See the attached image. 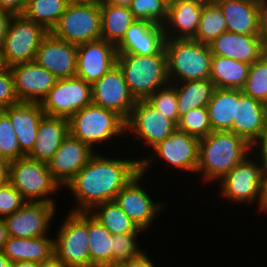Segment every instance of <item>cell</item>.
I'll list each match as a JSON object with an SVG mask.
<instances>
[{
    "mask_svg": "<svg viewBox=\"0 0 267 267\" xmlns=\"http://www.w3.org/2000/svg\"><path fill=\"white\" fill-rule=\"evenodd\" d=\"M96 152L87 164L66 185L74 206L69 212H90L95 206L114 201L117 193L139 172L140 160L128 157H113Z\"/></svg>",
    "mask_w": 267,
    "mask_h": 267,
    "instance_id": "6da1fadb",
    "label": "cell"
},
{
    "mask_svg": "<svg viewBox=\"0 0 267 267\" xmlns=\"http://www.w3.org/2000/svg\"><path fill=\"white\" fill-rule=\"evenodd\" d=\"M251 154V144L231 131H212L199 142L197 180H203L205 188L216 185L237 164ZM206 183V184H205Z\"/></svg>",
    "mask_w": 267,
    "mask_h": 267,
    "instance_id": "7a4b0ae2",
    "label": "cell"
},
{
    "mask_svg": "<svg viewBox=\"0 0 267 267\" xmlns=\"http://www.w3.org/2000/svg\"><path fill=\"white\" fill-rule=\"evenodd\" d=\"M68 121L69 134L96 152L97 145L106 146L109 143L107 146L111 149L110 144L118 143L121 137L120 143L126 137V121L116 112L94 104L77 111Z\"/></svg>",
    "mask_w": 267,
    "mask_h": 267,
    "instance_id": "3957f363",
    "label": "cell"
},
{
    "mask_svg": "<svg viewBox=\"0 0 267 267\" xmlns=\"http://www.w3.org/2000/svg\"><path fill=\"white\" fill-rule=\"evenodd\" d=\"M167 72L170 83L210 78V46L193 39H166Z\"/></svg>",
    "mask_w": 267,
    "mask_h": 267,
    "instance_id": "277c9868",
    "label": "cell"
},
{
    "mask_svg": "<svg viewBox=\"0 0 267 267\" xmlns=\"http://www.w3.org/2000/svg\"><path fill=\"white\" fill-rule=\"evenodd\" d=\"M117 65L135 100H146L156 90L170 83L165 50L149 56L118 54Z\"/></svg>",
    "mask_w": 267,
    "mask_h": 267,
    "instance_id": "5b68a950",
    "label": "cell"
},
{
    "mask_svg": "<svg viewBox=\"0 0 267 267\" xmlns=\"http://www.w3.org/2000/svg\"><path fill=\"white\" fill-rule=\"evenodd\" d=\"M199 142L200 139L176 128L169 137L154 146L151 152L146 153L149 154L147 157L146 154L140 155V172L147 176L149 170L153 172L150 169L152 165L160 162L161 167L165 165L168 171L171 168L173 172H189L195 177L199 161Z\"/></svg>",
    "mask_w": 267,
    "mask_h": 267,
    "instance_id": "8992f818",
    "label": "cell"
},
{
    "mask_svg": "<svg viewBox=\"0 0 267 267\" xmlns=\"http://www.w3.org/2000/svg\"><path fill=\"white\" fill-rule=\"evenodd\" d=\"M66 214L56 232L51 234L54 237V256L66 267H91L88 212L68 211Z\"/></svg>",
    "mask_w": 267,
    "mask_h": 267,
    "instance_id": "52a82bcc",
    "label": "cell"
},
{
    "mask_svg": "<svg viewBox=\"0 0 267 267\" xmlns=\"http://www.w3.org/2000/svg\"><path fill=\"white\" fill-rule=\"evenodd\" d=\"M26 202L58 204L55 195L62 189L54 180L48 165L27 156L11 161L10 181Z\"/></svg>",
    "mask_w": 267,
    "mask_h": 267,
    "instance_id": "ba28073f",
    "label": "cell"
},
{
    "mask_svg": "<svg viewBox=\"0 0 267 267\" xmlns=\"http://www.w3.org/2000/svg\"><path fill=\"white\" fill-rule=\"evenodd\" d=\"M264 170V165L250 154L217 183L220 186L217 189L220 200L235 207L237 204L239 208L243 204L244 208L248 205L258 207Z\"/></svg>",
    "mask_w": 267,
    "mask_h": 267,
    "instance_id": "9c48e42d",
    "label": "cell"
},
{
    "mask_svg": "<svg viewBox=\"0 0 267 267\" xmlns=\"http://www.w3.org/2000/svg\"><path fill=\"white\" fill-rule=\"evenodd\" d=\"M127 140H134L135 147L141 144V149L146 152L170 136L177 125L170 119L164 117L158 110L154 109L146 100H136L135 105L126 120ZM130 137V138H129ZM134 138V139H132ZM137 141V142H136Z\"/></svg>",
    "mask_w": 267,
    "mask_h": 267,
    "instance_id": "30bf717a",
    "label": "cell"
},
{
    "mask_svg": "<svg viewBox=\"0 0 267 267\" xmlns=\"http://www.w3.org/2000/svg\"><path fill=\"white\" fill-rule=\"evenodd\" d=\"M50 32L75 45L100 39V3L68 5Z\"/></svg>",
    "mask_w": 267,
    "mask_h": 267,
    "instance_id": "8fae6325",
    "label": "cell"
},
{
    "mask_svg": "<svg viewBox=\"0 0 267 267\" xmlns=\"http://www.w3.org/2000/svg\"><path fill=\"white\" fill-rule=\"evenodd\" d=\"M149 177L139 172L116 195L114 201L136 225L146 233L153 228L167 202L155 201L142 183ZM145 179V180H144ZM143 180V181H142ZM142 185V186H141ZM144 186V187H143Z\"/></svg>",
    "mask_w": 267,
    "mask_h": 267,
    "instance_id": "7c38bea8",
    "label": "cell"
},
{
    "mask_svg": "<svg viewBox=\"0 0 267 267\" xmlns=\"http://www.w3.org/2000/svg\"><path fill=\"white\" fill-rule=\"evenodd\" d=\"M48 31L23 15L12 16L2 50L9 66L33 61L40 42Z\"/></svg>",
    "mask_w": 267,
    "mask_h": 267,
    "instance_id": "4fadbf2b",
    "label": "cell"
},
{
    "mask_svg": "<svg viewBox=\"0 0 267 267\" xmlns=\"http://www.w3.org/2000/svg\"><path fill=\"white\" fill-rule=\"evenodd\" d=\"M40 104L46 116L69 119L77 111L92 104V85L76 76L57 79Z\"/></svg>",
    "mask_w": 267,
    "mask_h": 267,
    "instance_id": "5bb4252c",
    "label": "cell"
},
{
    "mask_svg": "<svg viewBox=\"0 0 267 267\" xmlns=\"http://www.w3.org/2000/svg\"><path fill=\"white\" fill-rule=\"evenodd\" d=\"M57 208L58 205L47 202H25L16 212L3 218L9 236L37 238L51 234Z\"/></svg>",
    "mask_w": 267,
    "mask_h": 267,
    "instance_id": "9a60e30c",
    "label": "cell"
},
{
    "mask_svg": "<svg viewBox=\"0 0 267 267\" xmlns=\"http://www.w3.org/2000/svg\"><path fill=\"white\" fill-rule=\"evenodd\" d=\"M135 102L118 65L92 85V104L116 112L125 121Z\"/></svg>",
    "mask_w": 267,
    "mask_h": 267,
    "instance_id": "2e32d148",
    "label": "cell"
},
{
    "mask_svg": "<svg viewBox=\"0 0 267 267\" xmlns=\"http://www.w3.org/2000/svg\"><path fill=\"white\" fill-rule=\"evenodd\" d=\"M76 77L93 85L117 65L116 46L105 39L77 45Z\"/></svg>",
    "mask_w": 267,
    "mask_h": 267,
    "instance_id": "e0dca14e",
    "label": "cell"
},
{
    "mask_svg": "<svg viewBox=\"0 0 267 267\" xmlns=\"http://www.w3.org/2000/svg\"><path fill=\"white\" fill-rule=\"evenodd\" d=\"M78 47L48 32L40 42L34 61L57 79L76 76Z\"/></svg>",
    "mask_w": 267,
    "mask_h": 267,
    "instance_id": "ac0fdd59",
    "label": "cell"
},
{
    "mask_svg": "<svg viewBox=\"0 0 267 267\" xmlns=\"http://www.w3.org/2000/svg\"><path fill=\"white\" fill-rule=\"evenodd\" d=\"M95 153L90 146L68 134L47 163L48 169L59 186L65 188Z\"/></svg>",
    "mask_w": 267,
    "mask_h": 267,
    "instance_id": "d6986e66",
    "label": "cell"
},
{
    "mask_svg": "<svg viewBox=\"0 0 267 267\" xmlns=\"http://www.w3.org/2000/svg\"><path fill=\"white\" fill-rule=\"evenodd\" d=\"M15 93L20 102L41 103L57 78L34 60L10 66Z\"/></svg>",
    "mask_w": 267,
    "mask_h": 267,
    "instance_id": "ffe728a7",
    "label": "cell"
},
{
    "mask_svg": "<svg viewBox=\"0 0 267 267\" xmlns=\"http://www.w3.org/2000/svg\"><path fill=\"white\" fill-rule=\"evenodd\" d=\"M164 27L145 20H135L116 45L117 54L149 56L161 53L165 46Z\"/></svg>",
    "mask_w": 267,
    "mask_h": 267,
    "instance_id": "44dd1931",
    "label": "cell"
},
{
    "mask_svg": "<svg viewBox=\"0 0 267 267\" xmlns=\"http://www.w3.org/2000/svg\"><path fill=\"white\" fill-rule=\"evenodd\" d=\"M222 9L228 32L261 35L266 0H214Z\"/></svg>",
    "mask_w": 267,
    "mask_h": 267,
    "instance_id": "7402d4cb",
    "label": "cell"
},
{
    "mask_svg": "<svg viewBox=\"0 0 267 267\" xmlns=\"http://www.w3.org/2000/svg\"><path fill=\"white\" fill-rule=\"evenodd\" d=\"M207 0H173L163 25L166 39H193Z\"/></svg>",
    "mask_w": 267,
    "mask_h": 267,
    "instance_id": "603a6c76",
    "label": "cell"
},
{
    "mask_svg": "<svg viewBox=\"0 0 267 267\" xmlns=\"http://www.w3.org/2000/svg\"><path fill=\"white\" fill-rule=\"evenodd\" d=\"M212 56H222L253 64L264 55L261 35L225 31L209 44Z\"/></svg>",
    "mask_w": 267,
    "mask_h": 267,
    "instance_id": "cb8c5ba5",
    "label": "cell"
},
{
    "mask_svg": "<svg viewBox=\"0 0 267 267\" xmlns=\"http://www.w3.org/2000/svg\"><path fill=\"white\" fill-rule=\"evenodd\" d=\"M3 112L11 120L21 152L27 156L35 144L38 125L45 116L41 104L19 101Z\"/></svg>",
    "mask_w": 267,
    "mask_h": 267,
    "instance_id": "d4e9b609",
    "label": "cell"
},
{
    "mask_svg": "<svg viewBox=\"0 0 267 267\" xmlns=\"http://www.w3.org/2000/svg\"><path fill=\"white\" fill-rule=\"evenodd\" d=\"M68 134V119L45 115L38 125L35 144L27 157L47 164Z\"/></svg>",
    "mask_w": 267,
    "mask_h": 267,
    "instance_id": "484cf974",
    "label": "cell"
},
{
    "mask_svg": "<svg viewBox=\"0 0 267 267\" xmlns=\"http://www.w3.org/2000/svg\"><path fill=\"white\" fill-rule=\"evenodd\" d=\"M266 124L267 111L264 103L245 95L242 89H239L236 118H234L230 131L251 144L260 135Z\"/></svg>",
    "mask_w": 267,
    "mask_h": 267,
    "instance_id": "4316f807",
    "label": "cell"
},
{
    "mask_svg": "<svg viewBox=\"0 0 267 267\" xmlns=\"http://www.w3.org/2000/svg\"><path fill=\"white\" fill-rule=\"evenodd\" d=\"M2 252L13 263L20 261L46 262L54 256V238L50 234L37 238L9 237Z\"/></svg>",
    "mask_w": 267,
    "mask_h": 267,
    "instance_id": "83f0119b",
    "label": "cell"
},
{
    "mask_svg": "<svg viewBox=\"0 0 267 267\" xmlns=\"http://www.w3.org/2000/svg\"><path fill=\"white\" fill-rule=\"evenodd\" d=\"M239 89L215 88L207 104L212 131H230L236 118Z\"/></svg>",
    "mask_w": 267,
    "mask_h": 267,
    "instance_id": "f1b7e54d",
    "label": "cell"
},
{
    "mask_svg": "<svg viewBox=\"0 0 267 267\" xmlns=\"http://www.w3.org/2000/svg\"><path fill=\"white\" fill-rule=\"evenodd\" d=\"M250 64L222 56H212L210 80L215 88L242 89Z\"/></svg>",
    "mask_w": 267,
    "mask_h": 267,
    "instance_id": "f546056e",
    "label": "cell"
},
{
    "mask_svg": "<svg viewBox=\"0 0 267 267\" xmlns=\"http://www.w3.org/2000/svg\"><path fill=\"white\" fill-rule=\"evenodd\" d=\"M177 94L179 119L191 109L207 107L215 90L210 79L171 83Z\"/></svg>",
    "mask_w": 267,
    "mask_h": 267,
    "instance_id": "4dcf8cb0",
    "label": "cell"
},
{
    "mask_svg": "<svg viewBox=\"0 0 267 267\" xmlns=\"http://www.w3.org/2000/svg\"><path fill=\"white\" fill-rule=\"evenodd\" d=\"M100 11L101 38L116 46L136 19L129 7L100 3Z\"/></svg>",
    "mask_w": 267,
    "mask_h": 267,
    "instance_id": "1f68e13d",
    "label": "cell"
},
{
    "mask_svg": "<svg viewBox=\"0 0 267 267\" xmlns=\"http://www.w3.org/2000/svg\"><path fill=\"white\" fill-rule=\"evenodd\" d=\"M91 267H111L112 234L88 212Z\"/></svg>",
    "mask_w": 267,
    "mask_h": 267,
    "instance_id": "d6a6232c",
    "label": "cell"
},
{
    "mask_svg": "<svg viewBox=\"0 0 267 267\" xmlns=\"http://www.w3.org/2000/svg\"><path fill=\"white\" fill-rule=\"evenodd\" d=\"M89 213L104 225L112 235L123 233H146L123 212L115 201L99 204Z\"/></svg>",
    "mask_w": 267,
    "mask_h": 267,
    "instance_id": "836d02e7",
    "label": "cell"
},
{
    "mask_svg": "<svg viewBox=\"0 0 267 267\" xmlns=\"http://www.w3.org/2000/svg\"><path fill=\"white\" fill-rule=\"evenodd\" d=\"M225 31L227 28L222 9L214 0H207L203 4L197 32L193 40L209 45Z\"/></svg>",
    "mask_w": 267,
    "mask_h": 267,
    "instance_id": "e575fe53",
    "label": "cell"
},
{
    "mask_svg": "<svg viewBox=\"0 0 267 267\" xmlns=\"http://www.w3.org/2000/svg\"><path fill=\"white\" fill-rule=\"evenodd\" d=\"M67 6L66 0H27L23 16L50 32Z\"/></svg>",
    "mask_w": 267,
    "mask_h": 267,
    "instance_id": "d590c367",
    "label": "cell"
},
{
    "mask_svg": "<svg viewBox=\"0 0 267 267\" xmlns=\"http://www.w3.org/2000/svg\"><path fill=\"white\" fill-rule=\"evenodd\" d=\"M141 234L145 233L112 235L111 267H119L122 263L138 257L145 251L138 243Z\"/></svg>",
    "mask_w": 267,
    "mask_h": 267,
    "instance_id": "8d00e7d4",
    "label": "cell"
},
{
    "mask_svg": "<svg viewBox=\"0 0 267 267\" xmlns=\"http://www.w3.org/2000/svg\"><path fill=\"white\" fill-rule=\"evenodd\" d=\"M245 95L265 103L267 100V57L262 55L250 65L245 86L242 88Z\"/></svg>",
    "mask_w": 267,
    "mask_h": 267,
    "instance_id": "74e56055",
    "label": "cell"
},
{
    "mask_svg": "<svg viewBox=\"0 0 267 267\" xmlns=\"http://www.w3.org/2000/svg\"><path fill=\"white\" fill-rule=\"evenodd\" d=\"M129 10L136 20L164 25L168 17V3L164 0H132Z\"/></svg>",
    "mask_w": 267,
    "mask_h": 267,
    "instance_id": "f35d334b",
    "label": "cell"
},
{
    "mask_svg": "<svg viewBox=\"0 0 267 267\" xmlns=\"http://www.w3.org/2000/svg\"><path fill=\"white\" fill-rule=\"evenodd\" d=\"M146 101L164 117L170 119L176 125L178 124L177 94L175 87L171 83L156 90Z\"/></svg>",
    "mask_w": 267,
    "mask_h": 267,
    "instance_id": "ab89813d",
    "label": "cell"
},
{
    "mask_svg": "<svg viewBox=\"0 0 267 267\" xmlns=\"http://www.w3.org/2000/svg\"><path fill=\"white\" fill-rule=\"evenodd\" d=\"M177 129L198 139L206 137L212 132L207 107L191 109L179 119Z\"/></svg>",
    "mask_w": 267,
    "mask_h": 267,
    "instance_id": "60d3db41",
    "label": "cell"
},
{
    "mask_svg": "<svg viewBox=\"0 0 267 267\" xmlns=\"http://www.w3.org/2000/svg\"><path fill=\"white\" fill-rule=\"evenodd\" d=\"M10 118L2 111L0 114V158L13 161L24 157Z\"/></svg>",
    "mask_w": 267,
    "mask_h": 267,
    "instance_id": "b9f144b4",
    "label": "cell"
},
{
    "mask_svg": "<svg viewBox=\"0 0 267 267\" xmlns=\"http://www.w3.org/2000/svg\"><path fill=\"white\" fill-rule=\"evenodd\" d=\"M25 202L21 193L10 183L0 186V218L13 214Z\"/></svg>",
    "mask_w": 267,
    "mask_h": 267,
    "instance_id": "7bdbcfd3",
    "label": "cell"
},
{
    "mask_svg": "<svg viewBox=\"0 0 267 267\" xmlns=\"http://www.w3.org/2000/svg\"><path fill=\"white\" fill-rule=\"evenodd\" d=\"M15 93L14 79L10 68L5 72H0V108L2 110L18 103Z\"/></svg>",
    "mask_w": 267,
    "mask_h": 267,
    "instance_id": "ee69618b",
    "label": "cell"
},
{
    "mask_svg": "<svg viewBox=\"0 0 267 267\" xmlns=\"http://www.w3.org/2000/svg\"><path fill=\"white\" fill-rule=\"evenodd\" d=\"M251 154L267 168V124L260 135L251 143Z\"/></svg>",
    "mask_w": 267,
    "mask_h": 267,
    "instance_id": "f6af8a7d",
    "label": "cell"
},
{
    "mask_svg": "<svg viewBox=\"0 0 267 267\" xmlns=\"http://www.w3.org/2000/svg\"><path fill=\"white\" fill-rule=\"evenodd\" d=\"M27 5V0H0V8L11 15H23Z\"/></svg>",
    "mask_w": 267,
    "mask_h": 267,
    "instance_id": "bcb514c9",
    "label": "cell"
},
{
    "mask_svg": "<svg viewBox=\"0 0 267 267\" xmlns=\"http://www.w3.org/2000/svg\"><path fill=\"white\" fill-rule=\"evenodd\" d=\"M150 257L145 250L138 257L122 263L119 267H159Z\"/></svg>",
    "mask_w": 267,
    "mask_h": 267,
    "instance_id": "7dc6e473",
    "label": "cell"
},
{
    "mask_svg": "<svg viewBox=\"0 0 267 267\" xmlns=\"http://www.w3.org/2000/svg\"><path fill=\"white\" fill-rule=\"evenodd\" d=\"M254 208L258 209L256 210L257 213L259 211L260 214L267 215V168H265L262 177L258 207Z\"/></svg>",
    "mask_w": 267,
    "mask_h": 267,
    "instance_id": "c3c4849f",
    "label": "cell"
},
{
    "mask_svg": "<svg viewBox=\"0 0 267 267\" xmlns=\"http://www.w3.org/2000/svg\"><path fill=\"white\" fill-rule=\"evenodd\" d=\"M13 15L0 8V47H2L4 38Z\"/></svg>",
    "mask_w": 267,
    "mask_h": 267,
    "instance_id": "681fc988",
    "label": "cell"
},
{
    "mask_svg": "<svg viewBox=\"0 0 267 267\" xmlns=\"http://www.w3.org/2000/svg\"><path fill=\"white\" fill-rule=\"evenodd\" d=\"M11 161L0 158V186L6 185L10 181Z\"/></svg>",
    "mask_w": 267,
    "mask_h": 267,
    "instance_id": "f907efd6",
    "label": "cell"
},
{
    "mask_svg": "<svg viewBox=\"0 0 267 267\" xmlns=\"http://www.w3.org/2000/svg\"><path fill=\"white\" fill-rule=\"evenodd\" d=\"M261 37L263 47H267V0L262 9Z\"/></svg>",
    "mask_w": 267,
    "mask_h": 267,
    "instance_id": "816d5d0a",
    "label": "cell"
},
{
    "mask_svg": "<svg viewBox=\"0 0 267 267\" xmlns=\"http://www.w3.org/2000/svg\"><path fill=\"white\" fill-rule=\"evenodd\" d=\"M9 233L3 218H0V250L3 249L5 242L9 238Z\"/></svg>",
    "mask_w": 267,
    "mask_h": 267,
    "instance_id": "f5cc1de1",
    "label": "cell"
},
{
    "mask_svg": "<svg viewBox=\"0 0 267 267\" xmlns=\"http://www.w3.org/2000/svg\"><path fill=\"white\" fill-rule=\"evenodd\" d=\"M38 267H66L60 260L53 256L50 260L38 263Z\"/></svg>",
    "mask_w": 267,
    "mask_h": 267,
    "instance_id": "db71d44e",
    "label": "cell"
},
{
    "mask_svg": "<svg viewBox=\"0 0 267 267\" xmlns=\"http://www.w3.org/2000/svg\"><path fill=\"white\" fill-rule=\"evenodd\" d=\"M132 0H100V3H107L114 6L129 7Z\"/></svg>",
    "mask_w": 267,
    "mask_h": 267,
    "instance_id": "11a10c76",
    "label": "cell"
},
{
    "mask_svg": "<svg viewBox=\"0 0 267 267\" xmlns=\"http://www.w3.org/2000/svg\"><path fill=\"white\" fill-rule=\"evenodd\" d=\"M66 2L68 5H80L100 3V0H66Z\"/></svg>",
    "mask_w": 267,
    "mask_h": 267,
    "instance_id": "9f6ffc18",
    "label": "cell"
},
{
    "mask_svg": "<svg viewBox=\"0 0 267 267\" xmlns=\"http://www.w3.org/2000/svg\"><path fill=\"white\" fill-rule=\"evenodd\" d=\"M10 68L7 64L2 47H0V72H5Z\"/></svg>",
    "mask_w": 267,
    "mask_h": 267,
    "instance_id": "6f0895ef",
    "label": "cell"
},
{
    "mask_svg": "<svg viewBox=\"0 0 267 267\" xmlns=\"http://www.w3.org/2000/svg\"><path fill=\"white\" fill-rule=\"evenodd\" d=\"M0 267H13V262L0 250Z\"/></svg>",
    "mask_w": 267,
    "mask_h": 267,
    "instance_id": "680465c9",
    "label": "cell"
},
{
    "mask_svg": "<svg viewBox=\"0 0 267 267\" xmlns=\"http://www.w3.org/2000/svg\"><path fill=\"white\" fill-rule=\"evenodd\" d=\"M13 267H38V263L31 261H20L13 263Z\"/></svg>",
    "mask_w": 267,
    "mask_h": 267,
    "instance_id": "91938a15",
    "label": "cell"
},
{
    "mask_svg": "<svg viewBox=\"0 0 267 267\" xmlns=\"http://www.w3.org/2000/svg\"><path fill=\"white\" fill-rule=\"evenodd\" d=\"M263 50H264V54H265L266 57H267V47H263Z\"/></svg>",
    "mask_w": 267,
    "mask_h": 267,
    "instance_id": "94428289",
    "label": "cell"
},
{
    "mask_svg": "<svg viewBox=\"0 0 267 267\" xmlns=\"http://www.w3.org/2000/svg\"><path fill=\"white\" fill-rule=\"evenodd\" d=\"M166 1L168 4H170L173 0H164Z\"/></svg>",
    "mask_w": 267,
    "mask_h": 267,
    "instance_id": "6125c7cd",
    "label": "cell"
},
{
    "mask_svg": "<svg viewBox=\"0 0 267 267\" xmlns=\"http://www.w3.org/2000/svg\"><path fill=\"white\" fill-rule=\"evenodd\" d=\"M264 106H265V109H266V111H267V100H266V102L264 103Z\"/></svg>",
    "mask_w": 267,
    "mask_h": 267,
    "instance_id": "be15d7a7",
    "label": "cell"
}]
</instances>
